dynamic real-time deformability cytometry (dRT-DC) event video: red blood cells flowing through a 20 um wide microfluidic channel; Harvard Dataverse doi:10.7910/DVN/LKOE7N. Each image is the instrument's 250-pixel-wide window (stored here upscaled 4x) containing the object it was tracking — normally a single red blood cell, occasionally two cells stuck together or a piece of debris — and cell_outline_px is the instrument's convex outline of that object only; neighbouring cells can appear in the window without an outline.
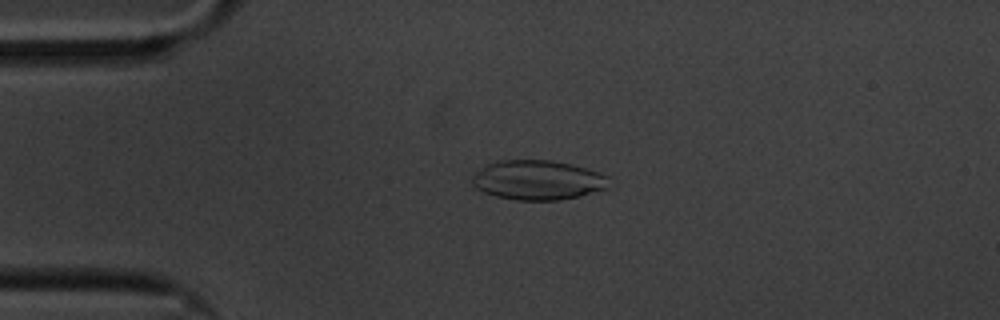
{"species": "common noctule bat (a hibernating species)", "species_latin": "Nyctalus noctula", "temperature_condition": "cold", "stored_images_in_passage": 58, "camera_frame_rate_fps": 3000, "um_per_image_px": 0.085, "animal": {"sex": "male", "body_mass_g": 20.1, "forearm_length_mm": 53.5}, "frame": {"image": 1, "passage_image": 13, "time_ms": 4.0, "image_size_px": [1000, 320], "cell_outline_px": [[612, 188], [580, 196], [556, 200], [516, 200], [496, 196], [484, 192], [476, 188], [472, 184], [472, 176], [476, 172], [488, 164], [500, 160], [552, 160], [572, 164], [588, 168], [608, 176]], "centroid_in_image_um": [45.78, 15.31], "position_along_channel_um": 39.2, "area_um2": 31.85}}
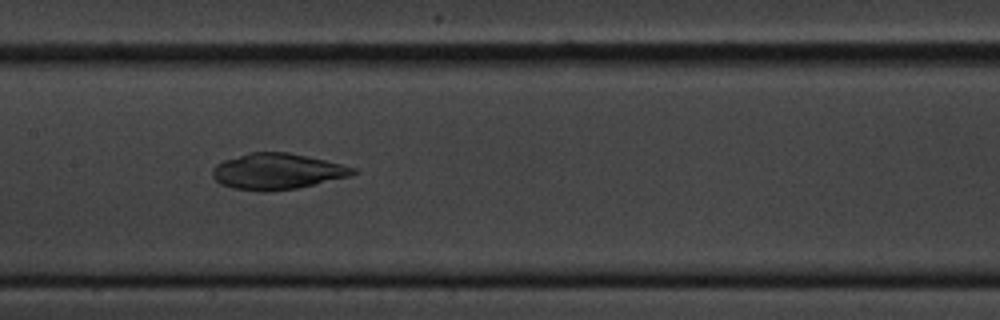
{"frame": {"image": 2, "passage_image": 28, "time_ms": 9.0, "image_size_px": [1000, 320], "cell_outline_px": [[360, 172], [352, 176], [296, 188], [264, 192], [260, 192], [236, 188], [220, 184], [212, 176], [212, 168], [216, 164], [224, 160], [252, 152], [288, 152], [324, 160], [356, 168]], "centroid_in_image_um": [23.57, 14.57], "position_along_channel_um": 183.8, "area_um2": 29.36}}
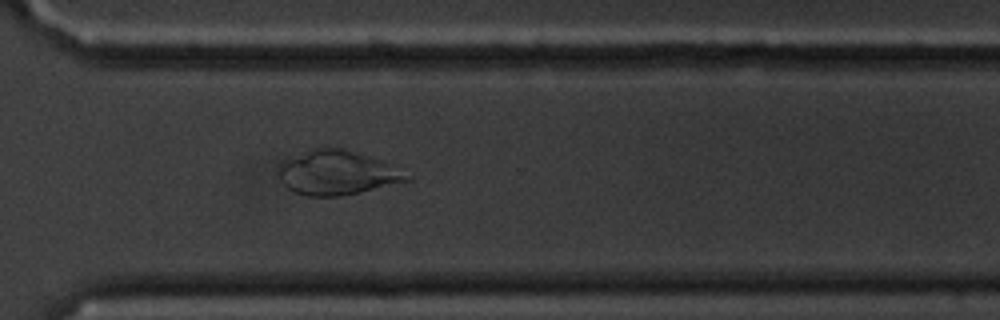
{"frame": {"image": 3, "passage_image": 42, "time_ms": 13.667, "image_size_px": [1000, 320], "cell_outline_px": [[416, 176], [412, 180], [340, 196], [308, 196], [296, 192], [288, 188], [280, 180], [280, 164], [288, 156], [316, 148], [340, 148], [380, 160]], "centroid_in_image_um": [28.68, 14.69], "position_along_channel_um": 341.9, "area_um2": 32.83}}